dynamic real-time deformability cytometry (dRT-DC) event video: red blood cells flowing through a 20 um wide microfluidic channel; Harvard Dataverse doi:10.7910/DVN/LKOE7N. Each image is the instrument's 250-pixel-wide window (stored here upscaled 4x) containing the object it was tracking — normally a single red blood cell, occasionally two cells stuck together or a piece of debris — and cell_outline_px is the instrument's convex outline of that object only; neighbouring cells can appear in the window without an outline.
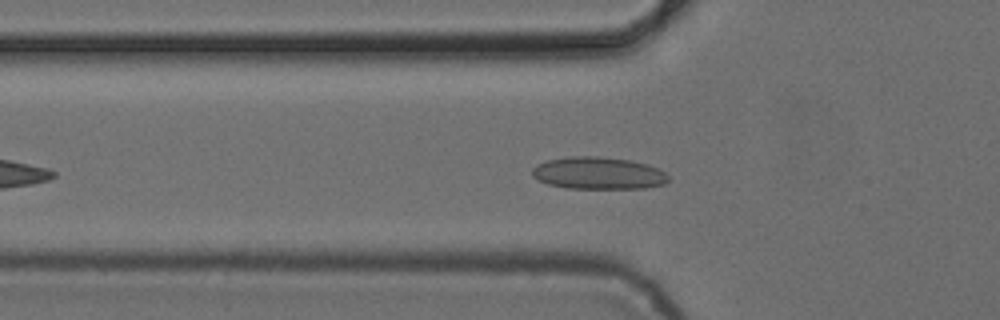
{"species": "common noctule bat (a hibernating species)", "species_latin": "Nyctalus noctula", "temperature_condition": "cold", "stored_images_in_passage": 42, "camera_frame_rate_fps": 3000, "um_per_image_px": 0.085, "animal": {"sex": "female", "body_mass_g": 24.6, "forearm_length_mm": 56.2}, "frame": {"image": 1, "passage_image": 10, "time_ms": 3.0, "image_size_px": [1000, 320], "cell_outline_px": [[668, 180], [664, 184], [644, 188], [568, 188], [548, 184], [532, 176], [532, 168], [536, 164], [548, 160], [568, 156], [600, 156], [628, 160], [648, 164], [660, 168], [668, 176]], "centroid_in_image_um": [50.86, 14.71], "position_along_channel_um": 74.9, "area_um2": 25.61}}
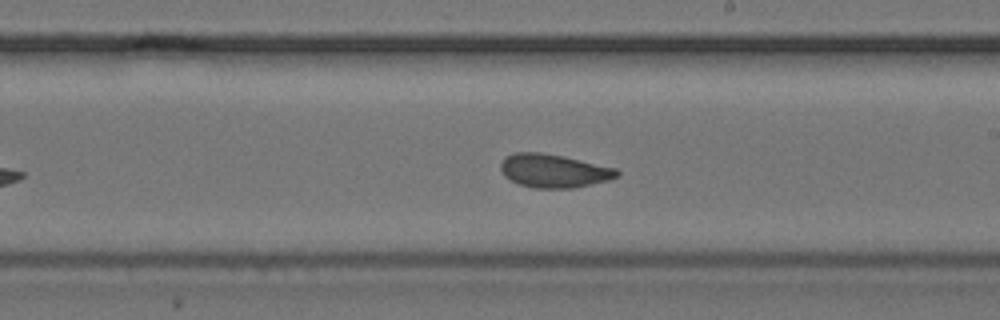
{"frame": {"image": 2, "passage_image": 23, "time_ms": 7.333, "image_size_px": [1000, 320], "cell_outline_px": [[620, 176], [608, 180], [592, 184], [572, 188], [532, 188], [520, 184], [504, 176], [500, 168], [500, 164], [504, 156], [516, 152], [540, 152], [564, 156], [616, 168], [620, 172]], "centroid_in_image_um": [47.07, 14.51], "position_along_channel_um": 241.9, "area_um2": 22.77}}
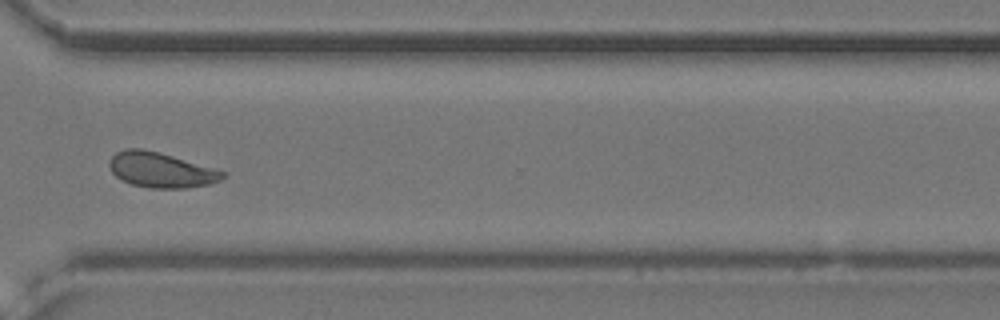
{"frame": {"image": 3, "passage_image": 32, "time_ms": 10.333, "image_size_px": [1000, 320], "cell_outline_px": [[224, 176], [220, 180], [212, 184], [184, 188], [148, 188], [132, 184], [120, 180], [112, 172], [108, 164], [108, 160], [116, 152], [124, 148], [140, 148], [172, 156], [212, 168], [224, 172]], "centroid_in_image_um": [13.61, 14.45], "position_along_channel_um": 357.0, "area_um2": 23.0}, "authors_computed_cell_mechanics": {"area_um2": 22.6865, "velocity_mm_per_s": 3.8383, "shape_relaxation_time_tau1_ms": null, "shape_relaxation_time_tau2_ms": 1.4492, "deformation_change_tau1": null, "deformation_change_tau2": 0.0601}}